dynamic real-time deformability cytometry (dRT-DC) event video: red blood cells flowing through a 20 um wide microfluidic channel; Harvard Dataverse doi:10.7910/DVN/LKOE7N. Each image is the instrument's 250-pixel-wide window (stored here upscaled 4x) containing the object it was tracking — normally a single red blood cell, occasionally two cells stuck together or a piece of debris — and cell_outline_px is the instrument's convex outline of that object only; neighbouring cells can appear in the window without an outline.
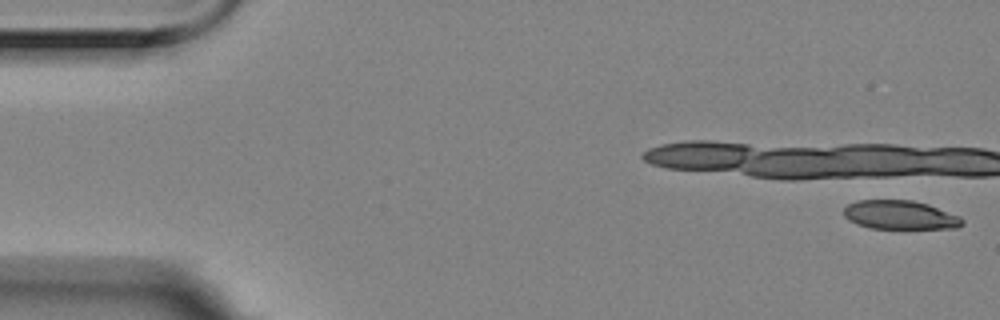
{"species": "Egyptian fruit bat (a non-hibernating species)", "species_latin": "Rousettus aegyptiacus", "temperature_condition": "room temperature", "stored_images_in_passage": 1, "camera_frame_rate_fps": 3000, "um_per_image_px": 0.085, "animal": {"sex": "female"}, "frame": {"image": 1, "passage_image": 1, "time_ms": 0.0, "image_size_px": [1000, 320], "cell_outline_px": [[964, 224], [956, 228], [868, 228], [856, 224], [848, 220], [844, 216], [844, 208], [848, 204], [856, 200], [912, 200], [928, 204], [960, 216], [964, 220]], "centroid_in_image_um": [76.49, 18.27], "position_along_channel_um": 8.5, "area_um2": 20.0}}